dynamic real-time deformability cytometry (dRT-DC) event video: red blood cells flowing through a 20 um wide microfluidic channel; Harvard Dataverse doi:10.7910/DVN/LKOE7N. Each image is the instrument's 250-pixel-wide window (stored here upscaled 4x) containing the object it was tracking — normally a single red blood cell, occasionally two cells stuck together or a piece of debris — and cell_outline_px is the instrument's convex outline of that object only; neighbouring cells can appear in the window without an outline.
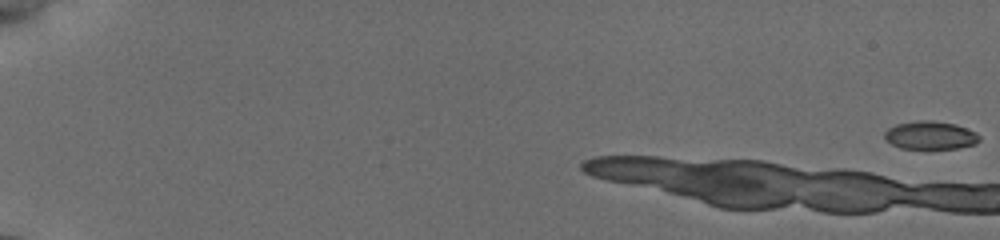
{"species": "common noctule bat (a hibernating species)", "species_latin": "Nyctalus noctula", "temperature_condition": "cold", "stored_images_in_passage": 7, "camera_frame_rate_fps": 3000, "um_per_image_px": 0.085, "animal": {"sex": "female", "body_mass_g": 19.5, "forearm_length_mm": 54.1}, "frame": {"image": 1, "passage_image": 1, "time_ms": 0.0, "image_size_px": [1000, 240], "cell_outline_px": [[980, 140], [976, 144], [956, 148], [900, 148], [892, 144], [884, 136], [884, 132], [888, 128], [896, 124], [916, 120], [932, 120], [956, 124], [976, 132], [980, 136]], "centroid_in_image_um": [79.09, 11.48], "position_along_channel_um": 5.9, "area_um2": 15.55}}